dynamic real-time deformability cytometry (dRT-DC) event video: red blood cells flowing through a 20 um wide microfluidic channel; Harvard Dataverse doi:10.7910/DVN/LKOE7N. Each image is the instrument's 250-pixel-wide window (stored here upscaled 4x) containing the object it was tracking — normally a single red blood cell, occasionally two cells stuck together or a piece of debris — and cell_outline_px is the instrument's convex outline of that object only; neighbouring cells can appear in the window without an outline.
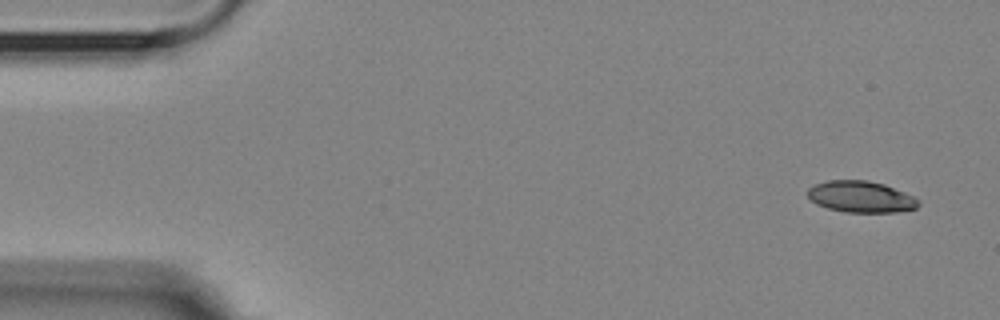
{"species": "Egyptian fruit bat (a non-hibernating species)", "species_latin": "Rousettus aegyptiacus", "temperature_condition": "room temperature", "stored_images_in_passage": 3, "camera_frame_rate_fps": 3000, "um_per_image_px": 0.085, "animal": {"sex": "female"}, "frame": {"image": 1, "passage_image": 1, "time_ms": 0.0, "image_size_px": [1000, 320], "cell_outline_px": [[920, 204], [916, 208], [896, 212], [844, 212], [828, 208], [816, 204], [808, 196], [808, 188], [816, 184], [828, 180], [868, 180], [884, 184], [904, 192], [920, 200]], "centroid_in_image_um": [73.18, 16.72], "position_along_channel_um": 11.8, "area_um2": 20.23}}